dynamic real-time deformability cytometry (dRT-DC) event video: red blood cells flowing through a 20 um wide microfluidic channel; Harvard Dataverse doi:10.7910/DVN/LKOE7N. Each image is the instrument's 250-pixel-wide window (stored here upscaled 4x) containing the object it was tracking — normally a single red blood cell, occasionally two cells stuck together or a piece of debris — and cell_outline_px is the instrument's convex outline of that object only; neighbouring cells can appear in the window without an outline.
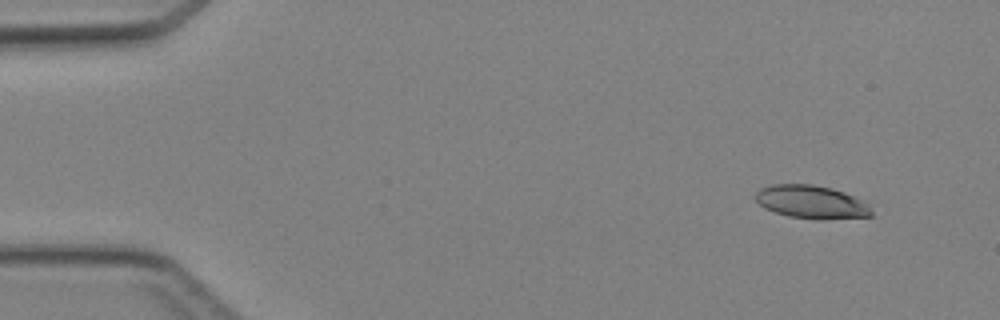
{"species": "Egyptian fruit bat (a non-hibernating species)", "species_latin": "Rousettus aegyptiacus", "temperature_condition": "cold", "stored_images_in_passage": 4, "camera_frame_rate_fps": 3000, "um_per_image_px": 0.085, "animal": {"sex": "female"}, "frame": {"image": 1, "passage_image": 1, "time_ms": 0.0, "image_size_px": [1000, 320], "cell_outline_px": [[876, 216], [820, 220], [816, 220], [788, 216], [764, 208], [752, 196], [760, 188], [772, 184], [812, 184], [832, 188], [844, 192], [868, 204]], "centroid_in_image_um": [68.97, 17.18], "position_along_channel_um": 16.0, "area_um2": 22.72}}
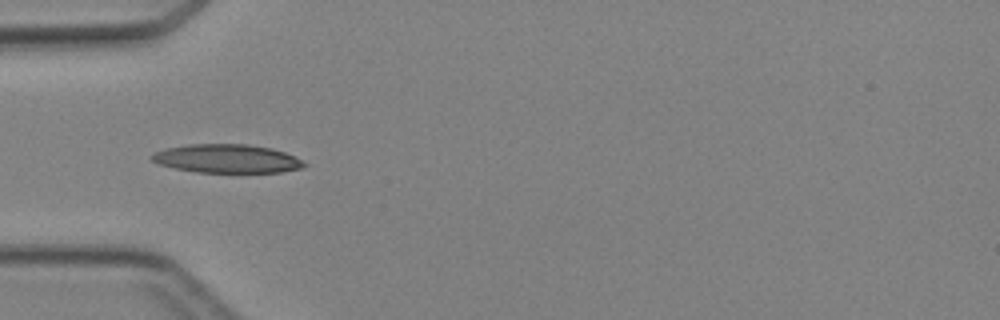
{"frame": {"image": 2, "passage_image": 4, "time_ms": 3.667, "image_size_px": [1000, 320], "cell_outline_px": [[308, 164], [300, 168], [280, 172], [196, 172], [176, 168], [160, 164], [152, 160], [152, 156], [156, 152], [164, 148], [188, 144], [248, 144], [272, 148], [284, 152]], "centroid_in_image_um": [19.28, 13.47], "position_along_channel_um": 65.7, "area_um2": 25.09}}